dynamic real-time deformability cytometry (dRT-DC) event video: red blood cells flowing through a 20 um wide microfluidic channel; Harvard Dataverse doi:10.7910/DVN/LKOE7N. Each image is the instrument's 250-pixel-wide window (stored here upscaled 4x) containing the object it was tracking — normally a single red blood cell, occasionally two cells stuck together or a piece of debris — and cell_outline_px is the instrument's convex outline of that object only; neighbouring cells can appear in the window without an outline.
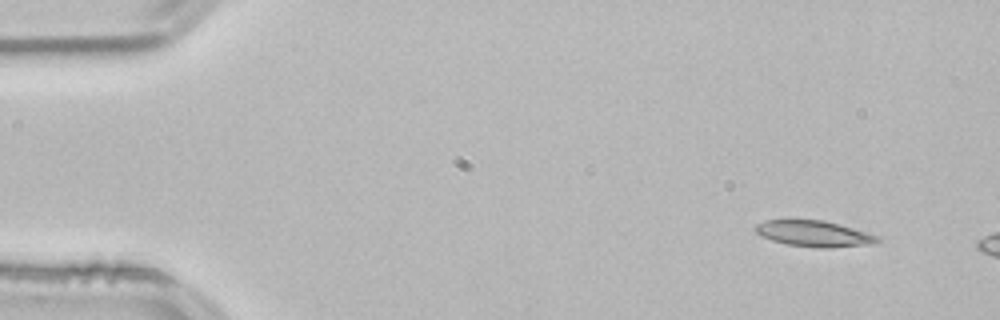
{"species": "common noctule bat (a hibernating species)", "species_latin": "Nyctalus noctula", "temperature_condition": "room temperature", "stored_images_in_passage": 10, "camera_frame_rate_fps": 3000, "um_per_image_px": 0.085, "animal": {"sex": "male", "body_mass_g": 21.5, "forearm_length_mm": 52.0}, "frame": {"image": 1, "passage_image": 4, "time_ms": 1.0, "image_size_px": [1000, 320], "cell_outline_px": [[880, 240], [872, 244], [832, 248], [820, 248], [788, 244], [772, 240], [760, 236], [756, 232], [756, 224], [764, 220], [824, 220], [864, 232], [876, 236]], "centroid_in_image_um": [69.14, 19.87], "position_along_channel_um": 15.9, "area_um2": 18.15}}